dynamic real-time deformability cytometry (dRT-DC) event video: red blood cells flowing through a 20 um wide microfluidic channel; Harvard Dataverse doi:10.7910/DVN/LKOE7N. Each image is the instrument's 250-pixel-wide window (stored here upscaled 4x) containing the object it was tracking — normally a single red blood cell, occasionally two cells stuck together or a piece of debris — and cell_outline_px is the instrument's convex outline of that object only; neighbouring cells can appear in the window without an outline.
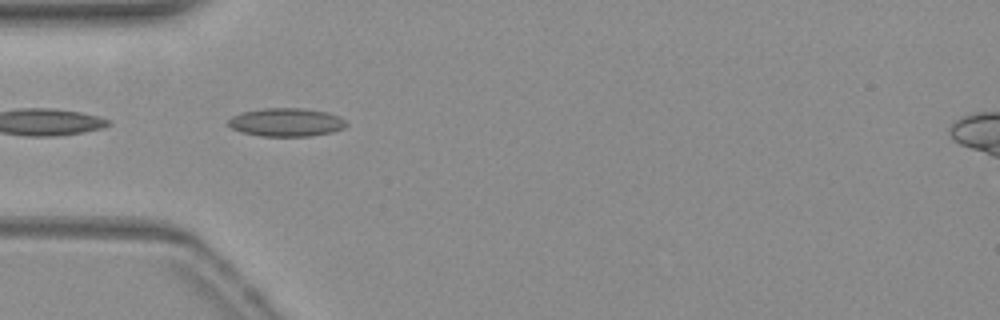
{"species": "common noctule bat (a hibernating species)", "species_latin": "Nyctalus noctula", "temperature_condition": "warm", "stored_images_in_passage": 25, "camera_frame_rate_fps": 3000, "um_per_image_px": 0.085, "animal": {"sex": "female", "body_mass_g": 19.3, "forearm_length_mm": 54.1}, "frame": {"image": 1, "passage_image": 16, "time_ms": 5.0, "image_size_px": [1000, 320], "cell_outline_px": [[348, 124], [344, 128], [332, 132], [308, 136], [260, 136], [240, 132], [232, 128], [228, 124], [228, 120], [232, 116], [240, 112], [260, 108], [304, 108], [328, 112], [344, 120]], "centroid_in_image_um": [24.3, 10.39], "position_along_channel_um": 60.7, "area_um2": 19.59}}
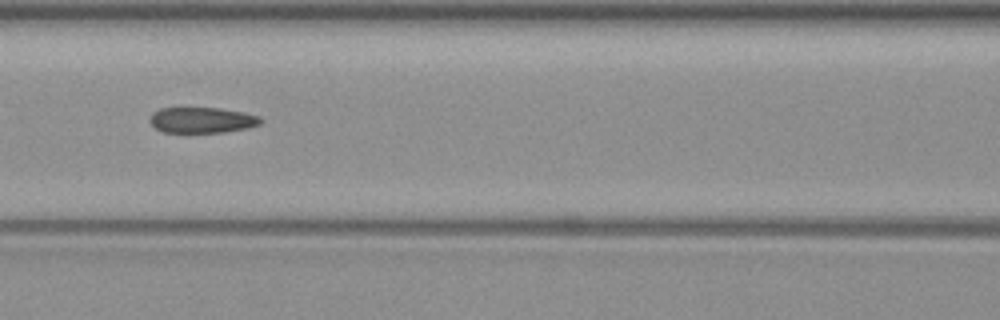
{"frame": {"image": 2, "passage_image": 23, "time_ms": 7.333, "image_size_px": [1000, 320], "cell_outline_px": [[264, 120], [260, 124], [248, 128], [224, 132], [164, 132], [156, 128], [148, 120], [152, 112], [160, 108], [220, 108], [244, 112], [260, 116]], "centroid_in_image_um": [17.19, 10.2], "position_along_channel_um": 149.4, "area_um2": 16.7}}